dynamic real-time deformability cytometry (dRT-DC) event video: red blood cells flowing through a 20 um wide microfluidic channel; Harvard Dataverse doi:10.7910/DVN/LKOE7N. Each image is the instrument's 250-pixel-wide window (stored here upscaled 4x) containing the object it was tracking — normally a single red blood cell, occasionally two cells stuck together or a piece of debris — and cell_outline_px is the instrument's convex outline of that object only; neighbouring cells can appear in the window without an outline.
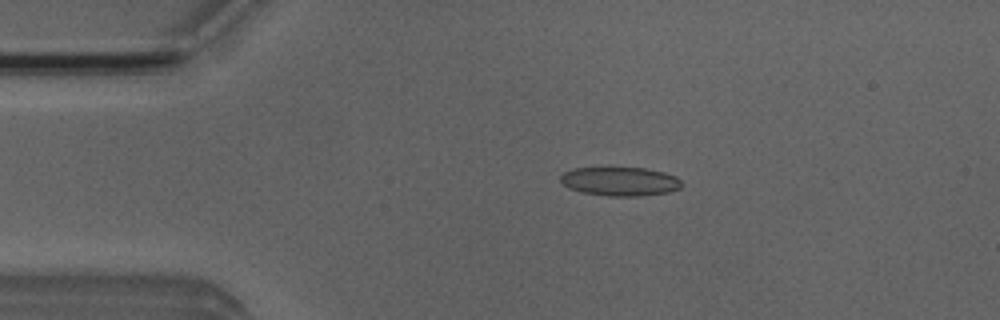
{"species": "Egyptian fruit bat (a non-hibernating species)", "species_latin": "Rousettus aegyptiacus", "temperature_condition": "room temperature", "stored_images_in_passage": 43, "camera_frame_rate_fps": 3000, "um_per_image_px": 0.085, "animal": {"sex": "male"}, "frame": {"image": 1, "passage_image": 2, "time_ms": 0.333, "image_size_px": [1000, 320], "cell_outline_px": [[684, 184], [680, 188], [668, 192], [640, 196], [608, 196], [584, 192], [568, 188], [560, 180], [560, 176], [564, 172], [572, 168], [644, 168], [664, 172], [676, 176]], "centroid_in_image_um": [52.72, 15.42], "position_along_channel_um": 32.3, "area_um2": 20.35}}
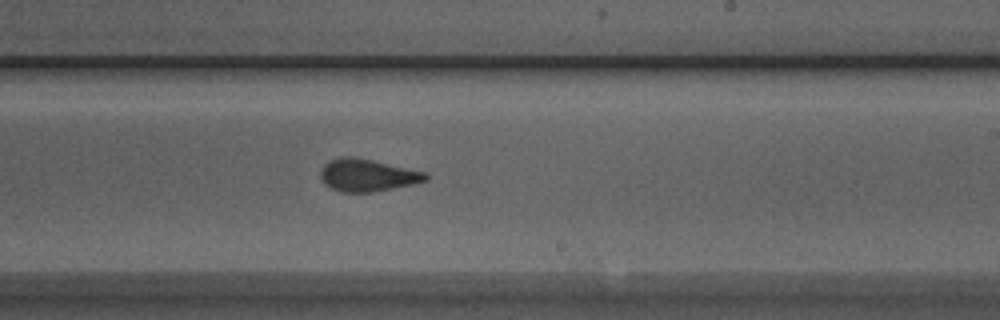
{"frame": {"image": 2, "passage_image": 22, "time_ms": 7.0, "image_size_px": [1000, 320], "cell_outline_px": [[428, 180], [412, 184], [372, 192], [340, 192], [324, 184], [320, 180], [320, 168], [328, 160], [340, 156], [352, 156], [372, 160], [424, 172], [428, 176]], "centroid_in_image_um": [31.15, 14.88], "position_along_channel_um": 257.9, "area_um2": 19.83}}
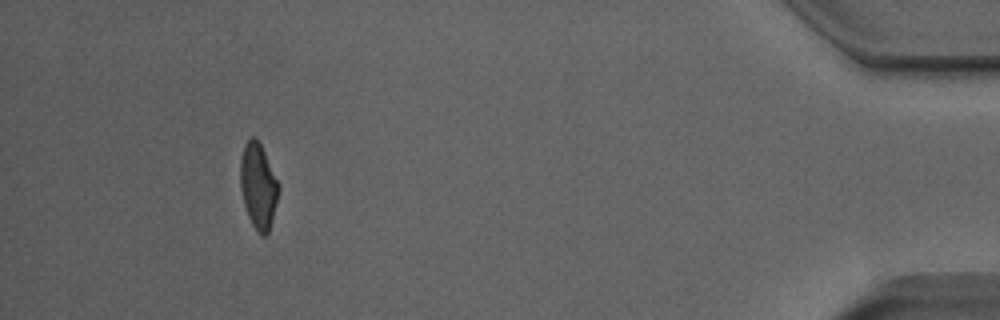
{"frame": {"image": 3, "passage_image": 39, "time_ms": 12.667, "image_size_px": [1000, 320], "cell_outline_px": [[280, 188], [272, 220], [268, 232], [264, 236], [260, 236], [256, 232], [248, 216], [244, 204], [240, 188], [240, 160], [244, 144], [252, 136], [256, 136], [280, 184]], "centroid_in_image_um": [21.95, 15.81], "position_along_channel_um": 413.3, "area_um2": 19.19}, "authors_computed_cell_mechanics": {"area_um2": 19.8832, "velocity_mm_per_s": 3.9806, "shape_relaxation_time_tau1_ms": 7.2832, "shape_relaxation_time_tau2_ms": 1.2276, "deformation_change_tau1": 0.1875, "deformation_change_tau2": 0.082}}